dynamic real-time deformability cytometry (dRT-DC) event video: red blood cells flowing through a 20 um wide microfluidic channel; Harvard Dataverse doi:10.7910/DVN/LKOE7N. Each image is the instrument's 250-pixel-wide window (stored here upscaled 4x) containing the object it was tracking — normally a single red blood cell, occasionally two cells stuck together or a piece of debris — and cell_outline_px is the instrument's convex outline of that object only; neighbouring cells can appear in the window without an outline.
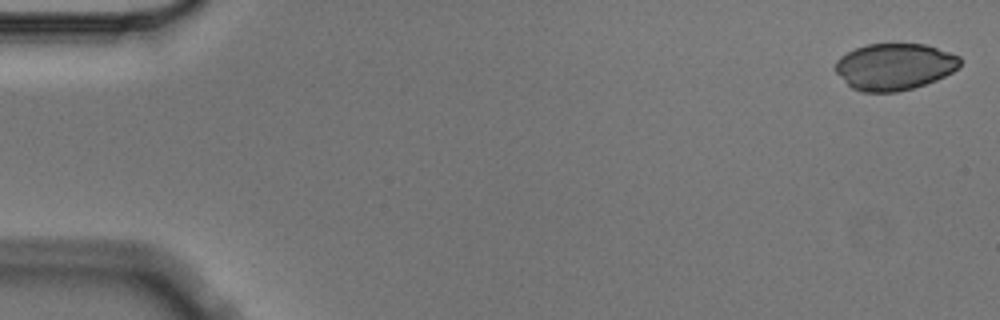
{"species": "Egyptian fruit bat (a non-hibernating species)", "species_latin": "Rousettus aegyptiacus", "temperature_condition": "cold", "stored_images_in_passage": 4, "camera_frame_rate_fps": 3000, "um_per_image_px": 0.085, "animal": {"sex": "male"}, "frame": {"image": 1, "passage_image": 1, "time_ms": 0.0, "image_size_px": [1000, 320], "cell_outline_px": [[960, 64], [952, 72], [936, 80], [912, 88], [896, 92], [864, 92], [852, 88], [836, 72], [836, 60], [840, 56], [856, 48], [868, 44], [924, 44], [960, 56]], "centroid_in_image_um": [76.02, 5.66], "position_along_channel_um": 9.0, "area_um2": 33.52}}